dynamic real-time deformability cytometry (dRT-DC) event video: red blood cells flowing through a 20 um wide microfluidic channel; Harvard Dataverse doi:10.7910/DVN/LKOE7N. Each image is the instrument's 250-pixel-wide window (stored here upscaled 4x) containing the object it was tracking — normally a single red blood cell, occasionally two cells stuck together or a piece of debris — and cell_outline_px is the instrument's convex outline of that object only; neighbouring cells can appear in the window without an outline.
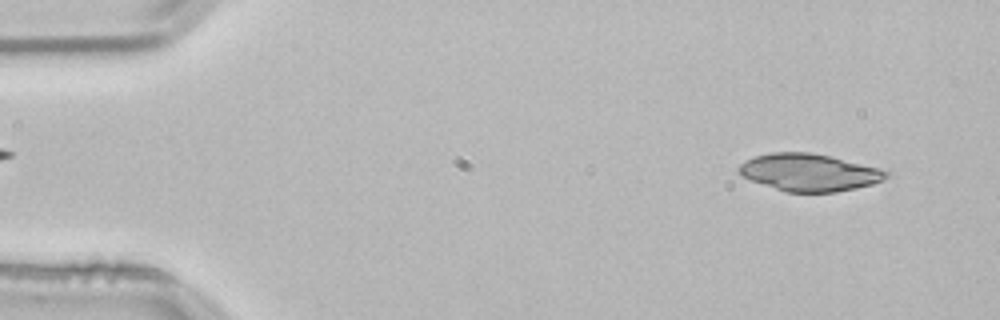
{"species": "common noctule bat (a hibernating species)", "species_latin": "Nyctalus noctula", "temperature_condition": "room temperature", "stored_images_in_passage": 3, "camera_frame_rate_fps": 3000, "um_per_image_px": 0.085, "animal": {"sex": "male", "body_mass_g": 21.5, "forearm_length_mm": 52.0}, "frame": {"image": 1, "passage_image": 1, "time_ms": 0.0, "image_size_px": [1000, 320], "cell_outline_px": [[888, 176], [872, 184], [856, 188], [836, 192], [784, 192], [752, 180], [744, 176], [736, 168], [744, 160], [756, 156], [772, 152], [812, 152], [880, 168], [888, 172]], "centroid_in_image_um": [68.76, 14.65], "position_along_channel_um": 16.2, "area_um2": 31.79}}